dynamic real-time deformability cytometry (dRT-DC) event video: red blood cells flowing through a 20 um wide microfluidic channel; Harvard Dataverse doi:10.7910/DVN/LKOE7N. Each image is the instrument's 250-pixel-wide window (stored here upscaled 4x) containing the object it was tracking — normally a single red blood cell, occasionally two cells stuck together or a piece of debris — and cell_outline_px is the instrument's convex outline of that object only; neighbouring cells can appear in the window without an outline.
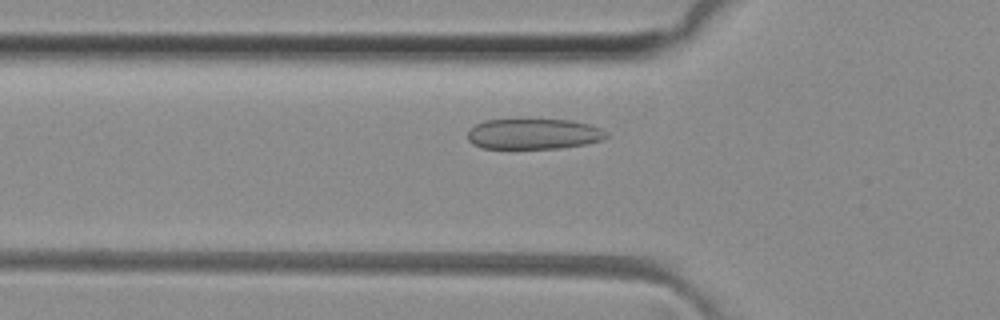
{"species": "common noctule bat (a hibernating species)", "species_latin": "Nyctalus noctula", "temperature_condition": "room temperature", "stored_images_in_passage": 34, "camera_frame_rate_fps": 3000, "um_per_image_px": 0.085, "animal": {"sex": "female", "body_mass_g": 29.2, "forearm_length_mm": 56.3}, "frame": {"image": 1, "passage_image": 6, "time_ms": 1.667, "image_size_px": [1000, 320], "cell_outline_px": [[608, 136], [600, 140], [584, 144], [560, 148], [484, 148], [472, 144], [468, 140], [468, 132], [476, 124], [484, 120], [572, 120], [592, 124], [600, 128]], "centroid_in_image_um": [45.35, 11.38], "position_along_channel_um": 80.5, "area_um2": 24.45}}
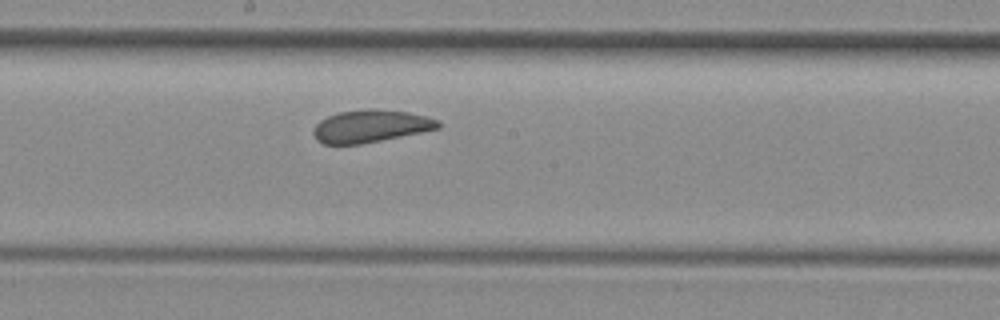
{"frame": {"image": 2, "passage_image": 16, "time_ms": 5.0, "image_size_px": [1000, 320], "cell_outline_px": [[440, 128], [360, 144], [324, 144], [316, 140], [312, 132], [316, 124], [320, 120], [328, 116], [340, 112], [408, 112], [440, 120]], "centroid_in_image_um": [31.47, 10.78], "position_along_channel_um": 216.7, "area_um2": 22.43}}
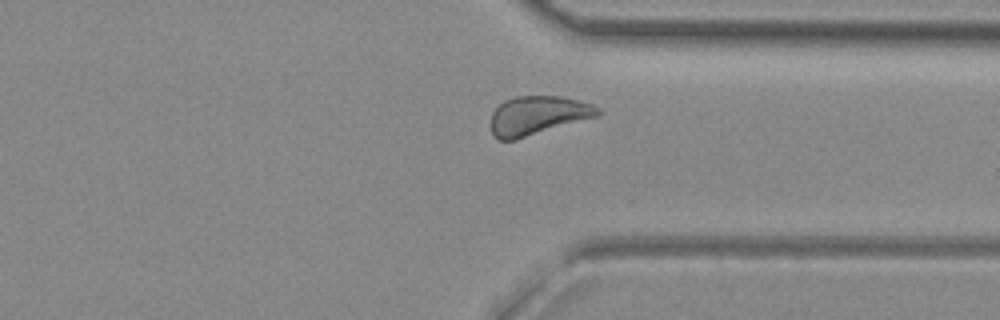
{"frame": {"image": 3, "passage_image": 27, "time_ms": 8.667, "image_size_px": [1000, 320], "cell_outline_px": [[604, 112], [600, 116], [516, 140], [496, 140], [492, 136], [492, 112], [504, 100], [516, 96], [560, 96], [592, 104], [600, 108]], "centroid_in_image_um": [45.74, 9.83], "position_along_channel_um": 365.7, "area_um2": 24.57}, "authors_computed_cell_mechanics": {"area_um2": 24.1893, "velocity_mm_per_s": 4.0756, "shape_relaxation_time_tau1_ms": 6.1897, "shape_relaxation_time_tau2_ms": 0.6563, "deformation_change_tau1": 0.1075, "deformation_change_tau2": 0.0722}}